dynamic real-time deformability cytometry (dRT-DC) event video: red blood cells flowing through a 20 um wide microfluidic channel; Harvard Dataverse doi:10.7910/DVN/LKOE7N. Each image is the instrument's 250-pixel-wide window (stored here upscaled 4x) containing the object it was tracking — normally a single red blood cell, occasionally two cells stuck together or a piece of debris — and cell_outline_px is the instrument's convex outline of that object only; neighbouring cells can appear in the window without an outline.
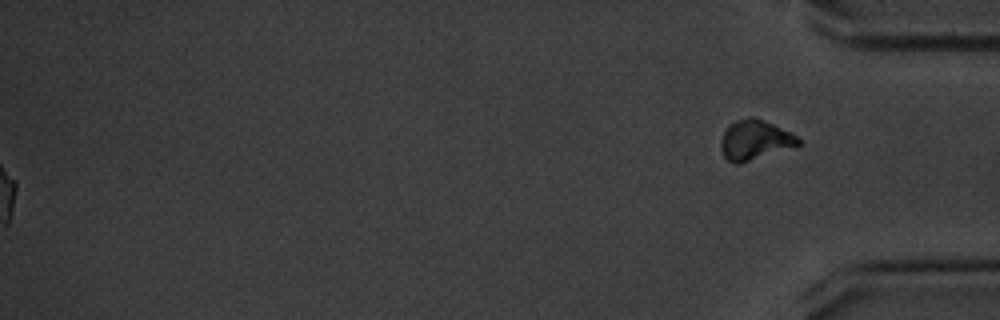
{"species": "common noctule bat (a hibernating species)", "species_latin": "Nyctalus noctula", "temperature_condition": "cold", "stored_images_in_passage": 43, "camera_frame_rate_fps": 3000, "um_per_image_px": 0.085, "animal": {"sex": "male", "body_mass_g": 20.1, "forearm_length_mm": 53.5}, "frame": {"image": 1, "passage_image": 43, "time_ms": 14.0, "image_size_px": [1000, 320], "cell_outline_px": [[800, 144], [796, 148], [740, 164], [736, 164], [728, 160], [724, 156], [720, 148], [720, 144], [724, 132], [728, 124], [736, 120], [748, 116], [752, 116], [764, 120], [796, 136], [800, 140]], "centroid_in_image_um": [64.17, 11.92], "position_along_channel_um": 371.0, "area_um2": 18.26}, "authors_computed_cell_mechanics": {"area_um2": 15.5482, "velocity_mm_per_s": 3.5423, "shape_relaxation_time_tau1_ms": 3.6554, "shape_relaxation_time_tau2_ms": 1.8088, "deformation_change_tau1": 0.1012, "deformation_change_tau2": 0.0452}}